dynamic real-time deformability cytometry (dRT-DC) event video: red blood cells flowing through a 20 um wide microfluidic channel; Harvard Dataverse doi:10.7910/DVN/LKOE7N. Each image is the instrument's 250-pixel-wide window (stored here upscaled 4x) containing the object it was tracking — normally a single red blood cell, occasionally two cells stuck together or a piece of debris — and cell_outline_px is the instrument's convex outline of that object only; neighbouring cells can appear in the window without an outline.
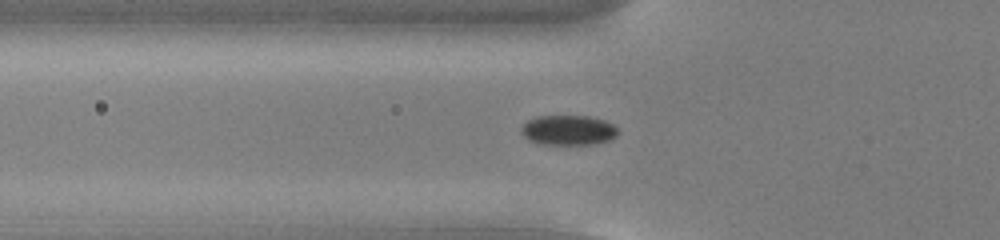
{"species": "common noctule bat (a hibernating species)", "species_latin": "Nyctalus noctula", "temperature_condition": "cold", "stored_images_in_passage": 56, "camera_frame_rate_fps": 3000, "um_per_image_px": 0.085, "animal": {"sex": "male", "body_mass_g": 13.0, "forearm_length_mm": 53.1}, "frame": {"image": 1, "passage_image": 20, "time_ms": 6.333, "image_size_px": [1000, 240], "cell_outline_px": [[620, 132], [616, 136], [608, 140], [596, 144], [540, 144], [528, 140], [520, 132], [520, 128], [528, 120], [536, 116], [588, 116], [604, 120], [612, 124]], "centroid_in_image_um": [48.29, 11.06], "position_along_channel_um": 77.5, "area_um2": 16.94}}
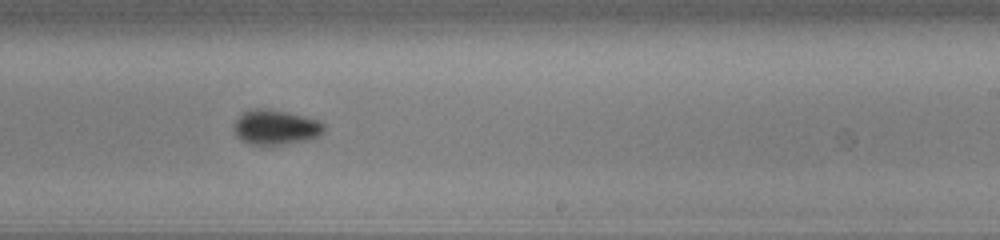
{"frame": {"image": 2, "passage_image": 35, "time_ms": 11.333, "image_size_px": [1000, 240], "cell_outline_px": [[324, 132], [320, 136], [308, 140], [280, 144], [252, 144], [236, 136], [236, 120], [244, 112], [256, 108], [260, 108], [288, 112], [320, 120], [324, 124]], "centroid_in_image_um": [23.51, 10.81], "position_along_channel_um": 265.5, "area_um2": 17.92}}
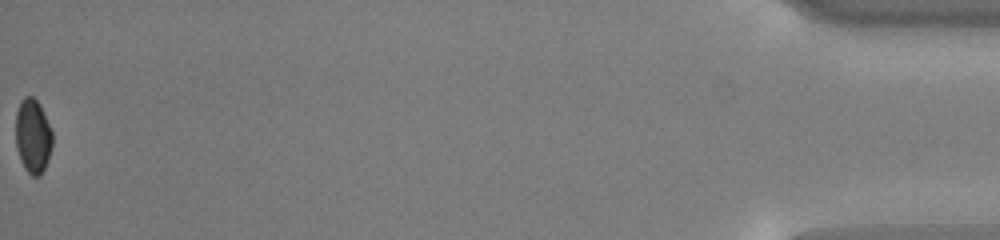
{"frame": {"image": 3, "passage_image": 56, "time_ms": 18.333, "image_size_px": [1000, 240], "cell_outline_px": [[52, 144], [48, 160], [40, 176], [32, 176], [24, 168], [20, 160], [16, 148], [16, 112], [20, 100], [24, 96], [32, 96], [40, 104], [52, 132]], "centroid_in_image_um": [2.78, 11.56], "position_along_channel_um": 432.4, "area_um2": 15.95}, "authors_computed_cell_mechanics": {"area_um2": 16.8487, "velocity_mm_per_s": 3.7615, "shape_relaxation_time_tau1_ms": 4.8542, "shape_relaxation_time_tau2_ms": null, "deformation_change_tau1": 0.099, "deformation_change_tau2": null}}